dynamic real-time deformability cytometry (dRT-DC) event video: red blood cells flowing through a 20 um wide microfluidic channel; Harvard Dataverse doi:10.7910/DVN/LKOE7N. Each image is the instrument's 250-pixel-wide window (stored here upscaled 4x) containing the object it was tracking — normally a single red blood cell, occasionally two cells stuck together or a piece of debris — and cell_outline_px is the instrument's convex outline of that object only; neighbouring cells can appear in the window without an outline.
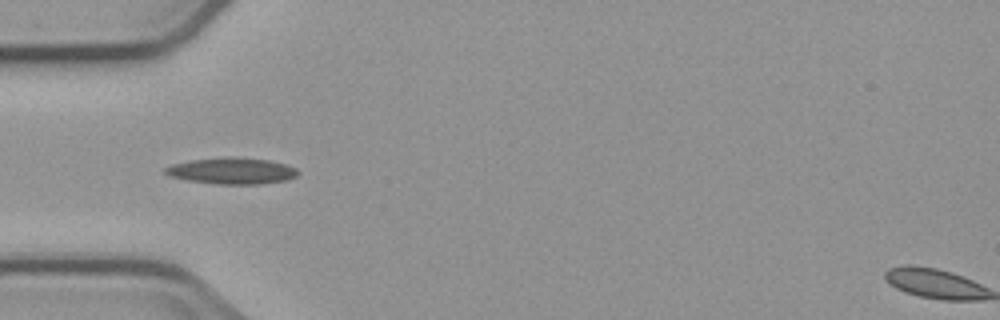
{"species": "common noctule bat (a hibernating species)", "species_latin": "Nyctalus noctula", "temperature_condition": "cold", "stored_images_in_passage": 4, "camera_frame_rate_fps": 3000, "um_per_image_px": 0.085, "animal": {"sex": "male", "body_mass_g": 23.1, "forearm_length_mm": 52.7}, "frame": {"image": 1, "passage_image": 4, "time_ms": 3.667, "image_size_px": [1000, 320], "cell_outline_px": [[300, 172], [296, 176], [288, 180], [260, 184], [216, 184], [188, 180], [172, 176], [164, 172], [164, 168], [172, 164], [192, 160], [268, 160], [284, 164], [296, 168]], "centroid_in_image_um": [19.75, 14.58], "position_along_channel_um": 65.3, "area_um2": 19.19}}